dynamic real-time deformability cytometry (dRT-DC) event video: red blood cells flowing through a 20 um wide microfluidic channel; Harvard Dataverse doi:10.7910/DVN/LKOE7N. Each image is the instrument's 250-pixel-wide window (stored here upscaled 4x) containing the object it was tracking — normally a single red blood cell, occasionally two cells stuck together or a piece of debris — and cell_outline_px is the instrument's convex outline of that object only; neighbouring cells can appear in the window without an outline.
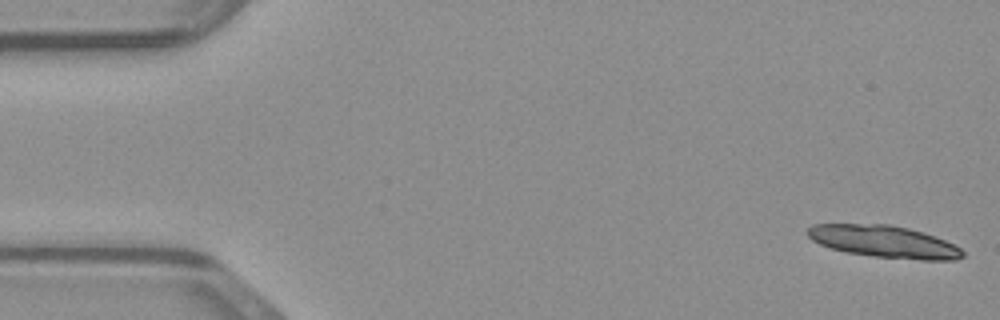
{"species": "common noctule bat (a hibernating species)", "species_latin": "Nyctalus noctula", "temperature_condition": "warm", "stored_images_in_passage": 26, "camera_frame_rate_fps": 3000, "um_per_image_px": 0.085, "animal": {"sex": "male", "body_mass_g": 23.1, "forearm_length_mm": 52.7}, "frame": {"image": 1, "passage_image": 1, "time_ms": 0.0, "image_size_px": [1000, 320], "cell_outline_px": [[964, 256], [956, 260], [920, 260], [876, 256], [848, 252], [832, 248], [820, 244], [812, 240], [804, 232], [812, 224], [888, 224], [908, 228], [924, 232], [944, 240], [960, 248], [964, 252]], "centroid_in_image_um": [75.14, 20.52], "position_along_channel_um": 9.9, "area_um2": 28.84}}
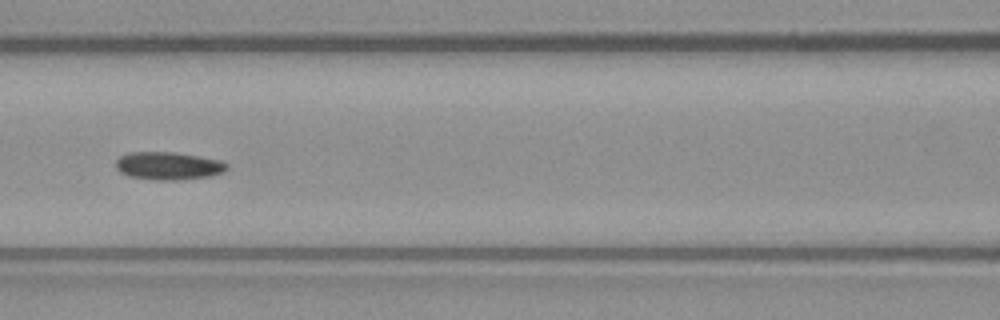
{"frame": {"image": 2, "passage_image": 21, "time_ms": 6.667, "image_size_px": [1000, 320], "cell_outline_px": [[228, 168], [224, 172], [208, 176], [176, 180], [156, 180], [128, 176], [120, 172], [116, 168], [116, 160], [120, 156], [128, 152], [176, 152], [200, 156], [220, 160], [228, 164]], "centroid_in_image_um": [14.3, 14.09], "position_along_channel_um": 152.3, "area_um2": 18.09}}
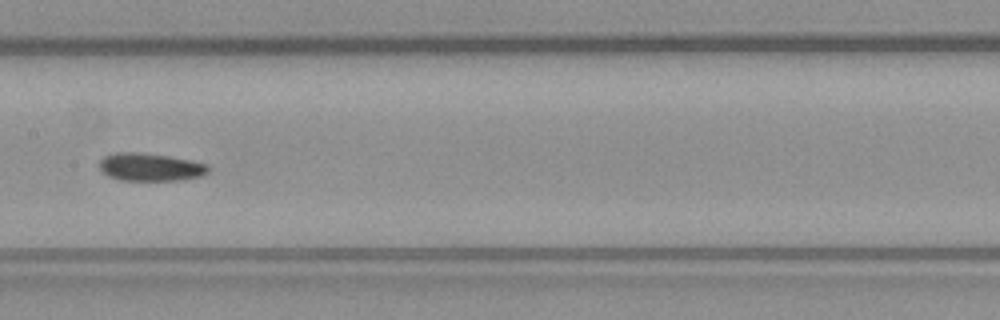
{"frame": {"image": 3, "passage_image": 24, "time_ms": 7.667, "image_size_px": [1000, 320], "cell_outline_px": [[208, 172], [200, 176], [184, 180], [120, 180], [108, 176], [100, 168], [100, 160], [104, 156], [116, 152], [136, 152], [168, 156], [192, 160], [208, 164]], "centroid_in_image_um": [12.79, 14.2], "position_along_channel_um": 194.6, "area_um2": 17.63}}